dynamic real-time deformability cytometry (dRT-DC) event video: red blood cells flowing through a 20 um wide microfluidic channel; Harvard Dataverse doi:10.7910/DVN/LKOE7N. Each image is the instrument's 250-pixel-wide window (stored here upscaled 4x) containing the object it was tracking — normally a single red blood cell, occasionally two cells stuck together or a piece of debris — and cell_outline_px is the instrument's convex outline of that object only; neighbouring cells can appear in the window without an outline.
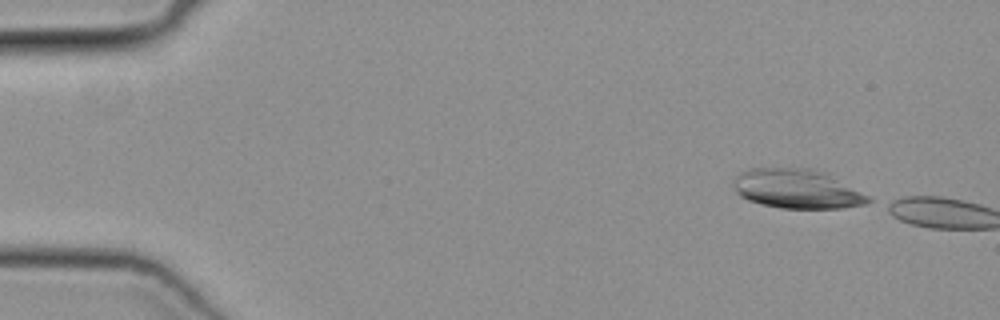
{"species": "common noctule bat (a hibernating species)", "species_latin": "Nyctalus noctula", "temperature_condition": "cold", "stored_images_in_passage": 3, "camera_frame_rate_fps": 3000, "um_per_image_px": 0.085, "animal": {"sex": "female", "body_mass_g": 19.3, "forearm_length_mm": 54.1}, "frame": {"image": 1, "passage_image": 1, "time_ms": 0.0, "image_size_px": [1000, 320], "cell_outline_px": [[872, 200], [864, 204], [844, 208], [780, 208], [760, 204], [748, 200], [740, 196], [732, 188], [732, 180], [740, 172], [752, 168], [812, 168], [824, 172], [868, 196]], "centroid_in_image_um": [67.67, 16.05], "position_along_channel_um": 17.3, "area_um2": 30.75}}